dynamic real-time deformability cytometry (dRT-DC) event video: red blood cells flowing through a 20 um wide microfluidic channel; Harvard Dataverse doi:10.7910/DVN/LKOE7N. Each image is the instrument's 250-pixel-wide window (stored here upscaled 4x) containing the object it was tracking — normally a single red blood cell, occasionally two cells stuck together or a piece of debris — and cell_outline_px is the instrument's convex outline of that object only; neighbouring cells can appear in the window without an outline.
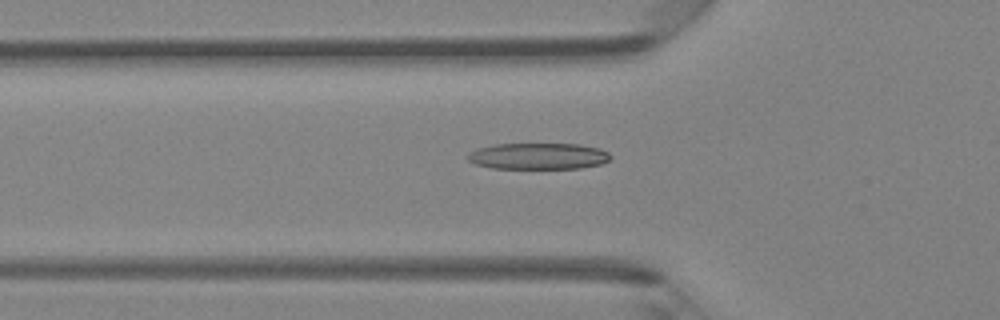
{"species": "Egyptian fruit bat (a non-hibernating species)", "species_latin": "Rousettus aegyptiacus", "temperature_condition": "room temperature", "stored_images_in_passage": 47, "camera_frame_rate_fps": 3000, "um_per_image_px": 0.085, "animal": {"sex": "female"}, "frame": {"image": 1, "passage_image": 16, "time_ms": 5.0, "image_size_px": [1000, 320], "cell_outline_px": [[612, 156], [608, 160], [600, 164], [580, 168], [492, 168], [476, 164], [468, 160], [464, 156], [476, 148], [496, 144], [580, 144], [600, 148], [608, 152]], "centroid_in_image_um": [45.73, 13.26], "position_along_channel_um": 80.1, "area_um2": 21.96}}
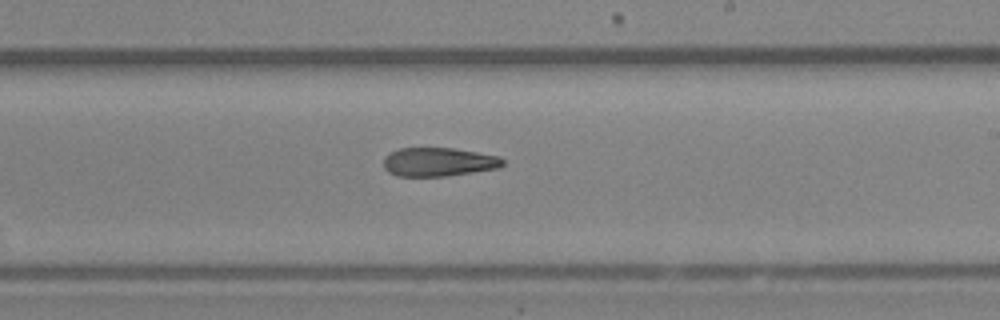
{"frame": {"image": 2, "passage_image": 28, "time_ms": 9.0, "image_size_px": [1000, 320], "cell_outline_px": [[504, 164], [500, 168], [448, 176], [396, 176], [388, 172], [384, 168], [384, 156], [400, 148], [452, 148], [500, 156], [504, 160]], "centroid_in_image_um": [37.29, 13.77], "position_along_channel_um": 251.7, "area_um2": 20.06}}
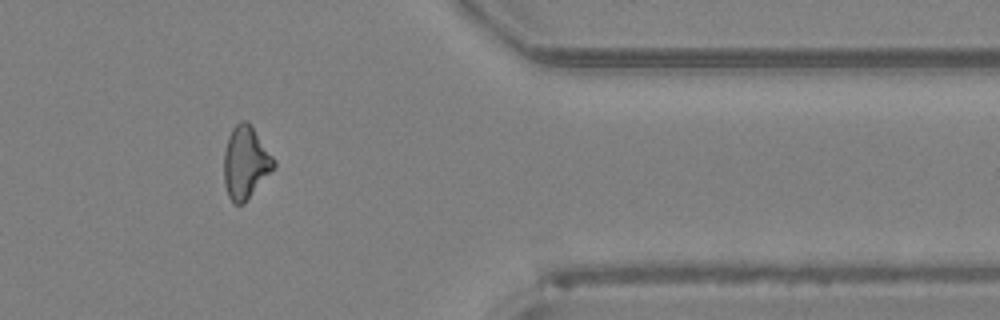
{"frame": {"image": 3, "passage_image": 39, "time_ms": 12.667, "image_size_px": [1000, 320], "cell_outline_px": [[276, 168], [244, 204], [236, 204], [228, 196], [224, 184], [224, 152], [228, 136], [232, 128], [240, 120], [248, 120], [276, 160]], "centroid_in_image_um": [20.89, 13.81], "position_along_channel_um": 390.5, "area_um2": 21.44}, "authors_computed_cell_mechanics": {"area_um2": 21.4438, "velocity_mm_per_s": 4.303, "shape_relaxation_time_tau1_ms": 6.4585, "shape_relaxation_time_tau2_ms": null, "deformation_change_tau1": 0.1788, "deformation_change_tau2": null}}